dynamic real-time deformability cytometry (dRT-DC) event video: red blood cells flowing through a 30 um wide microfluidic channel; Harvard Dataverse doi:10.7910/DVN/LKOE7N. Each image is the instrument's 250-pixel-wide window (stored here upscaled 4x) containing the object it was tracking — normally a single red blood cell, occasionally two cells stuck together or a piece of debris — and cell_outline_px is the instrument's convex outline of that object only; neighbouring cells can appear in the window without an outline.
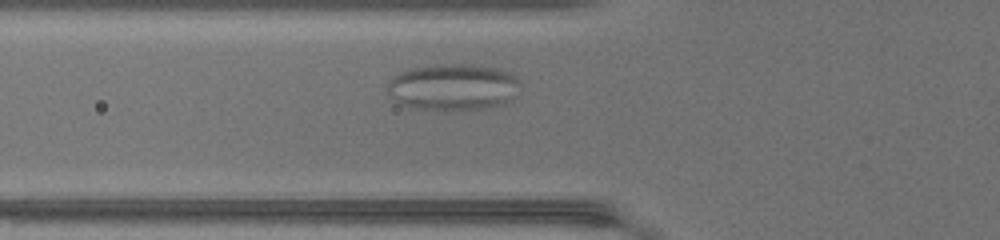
{"species": "common noctule bat (a hibernating species)", "species_latin": "Nyctalus noctula", "temperature_condition": "warm", "stored_images_in_passage": 39, "camera_frame_rate_fps": 3000, "um_per_image_px": 0.085, "animal": {"sex": "female", "body_mass_g": 17.0, "forearm_length_mm": 48.0}, "frame": {"image": 1, "passage_image": 8, "time_ms": 2.333, "image_size_px": [1000, 240], "cell_outline_px": [[520, 84], [504, 104], [480, 108], [412, 108], [400, 104], [388, 92], [388, 84], [400, 72], [412, 68], [432, 64], [472, 64], [496, 68], [508, 72]], "centroid_in_image_um": [38.46, 7.36], "position_along_channel_um": 87.3, "area_um2": 34.85}}
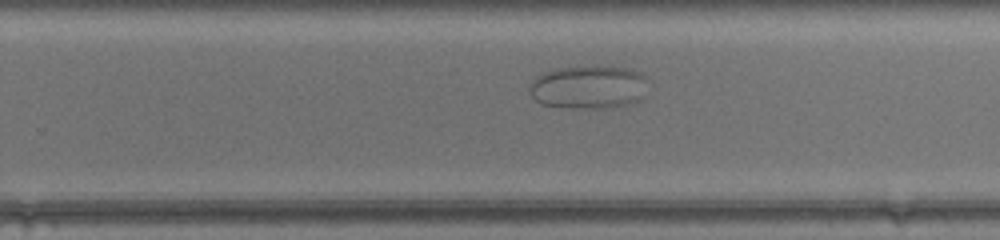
{"frame": {"image": 2, "passage_image": 22, "time_ms": 7.0, "image_size_px": [1000, 240], "cell_outline_px": [[640, 76], [636, 100], [624, 104], [604, 108], [568, 108], [540, 104], [532, 96], [528, 88], [544, 72], [556, 68], [584, 64], [628, 68], [640, 72]], "centroid_in_image_um": [49.84, 7.37], "position_along_channel_um": 280.0, "area_um2": 28.96}}
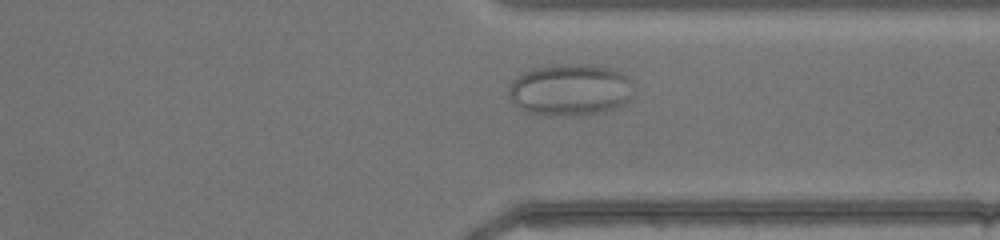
{"frame": {"image": 3, "passage_image": 28, "time_ms": 9.0, "image_size_px": [1000, 240], "cell_outline_px": [[632, 100], [616, 108], [604, 112], [528, 112], [520, 108], [508, 96], [508, 84], [512, 80], [524, 72], [536, 68], [552, 64], [588, 64], [608, 68], [620, 72], [628, 76], [632, 80]], "centroid_in_image_um": [48.5, 7.57], "position_along_channel_um": 362.9, "area_um2": 36.82}}